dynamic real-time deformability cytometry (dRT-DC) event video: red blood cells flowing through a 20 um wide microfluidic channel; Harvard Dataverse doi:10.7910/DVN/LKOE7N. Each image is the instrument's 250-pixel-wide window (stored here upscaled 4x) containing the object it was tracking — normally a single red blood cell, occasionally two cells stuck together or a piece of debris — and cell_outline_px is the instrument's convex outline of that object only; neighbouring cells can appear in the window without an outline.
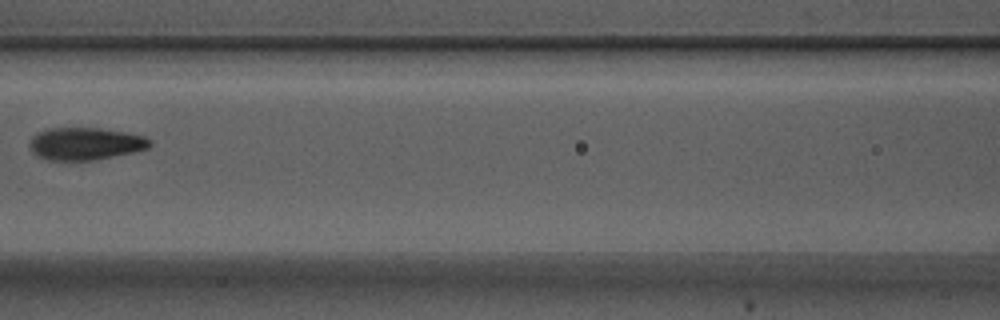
{"species": "Egyptian fruit bat (a non-hibernating species)", "species_latin": "Rousettus aegyptiacus", "temperature_condition": "warm", "stored_images_in_passage": 4, "camera_frame_rate_fps": 3000, "um_per_image_px": 0.085, "animal": {"sex": "male"}, "frame": {"image": 1, "passage_image": 4, "time_ms": 1.0, "image_size_px": [1000, 320], "cell_outline_px": [[152, 144], [148, 148], [132, 152], [92, 160], [48, 160], [40, 156], [32, 148], [32, 136], [36, 132], [44, 128], [100, 128], [124, 132], [144, 136], [152, 140]], "centroid_in_image_um": [7.29, 12.19], "position_along_channel_um": 159.3, "area_um2": 22.37}}